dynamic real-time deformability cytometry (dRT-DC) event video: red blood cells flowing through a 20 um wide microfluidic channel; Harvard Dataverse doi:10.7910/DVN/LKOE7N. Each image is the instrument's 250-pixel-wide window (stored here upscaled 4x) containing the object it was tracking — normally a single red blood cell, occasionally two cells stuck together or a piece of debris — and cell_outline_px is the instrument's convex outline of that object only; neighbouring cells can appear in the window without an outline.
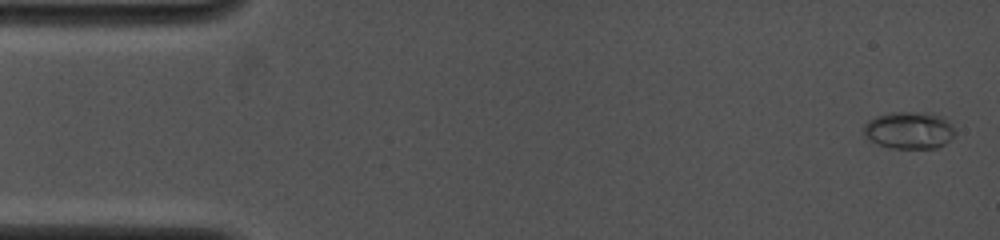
{"species": "common noctule bat (a hibernating species)", "species_latin": "Nyctalus noctula", "temperature_condition": "cold", "stored_images_in_passage": 43, "camera_frame_rate_fps": 4000, "um_per_image_px": 0.085, "animal": {"sex": "female", "body_mass_g": 19.0, "forearm_length_mm": 53.3}, "frame": {"image": 1, "passage_image": 2, "time_ms": 0.25, "image_size_px": [1000, 240], "cell_outline_px": [[956, 136], [944, 144], [936, 148], [892, 148], [880, 144], [872, 140], [864, 132], [864, 124], [868, 120], [876, 116], [892, 112], [928, 112], [940, 116], [948, 120], [952, 124], [956, 132]], "centroid_in_image_um": [77.34, 11.06], "position_along_channel_um": 7.7, "area_um2": 19.77}}
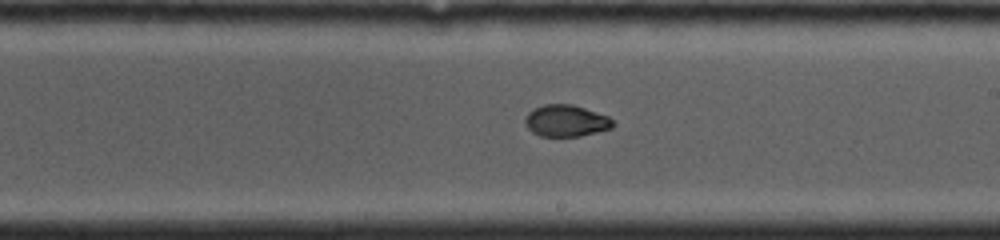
{"frame": {"image": 2, "passage_image": 29, "time_ms": 9.0, "image_size_px": [1000, 240], "cell_outline_px": [[616, 124], [612, 128], [580, 136], [540, 136], [532, 132], [524, 124], [524, 120], [528, 112], [544, 104], [572, 104], [608, 116]], "centroid_in_image_um": [48.11, 10.27], "position_along_channel_um": 240.9, "area_um2": 16.18}}
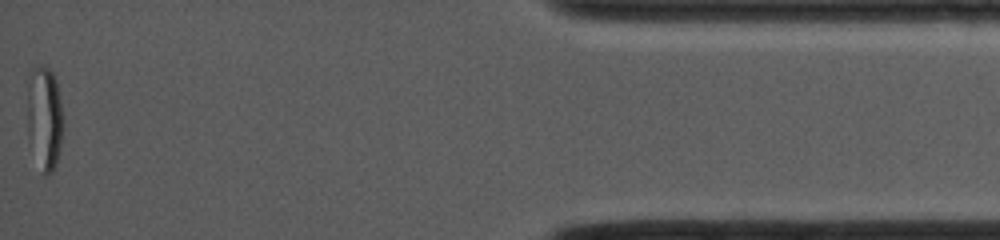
{"frame": {"image": 3, "passage_image": 43, "time_ms": 15.25, "image_size_px": [1000, 240], "cell_outline_px": [[64, 128], [60, 148], [56, 164], [52, 172], [48, 176], [44, 176], [28, 136], [28, 72], [32, 68], [48, 68], [52, 72], [56, 80], [64, 116]], "centroid_in_image_um": [3.81, 10.02], "position_along_channel_um": 431.4, "area_um2": 21.73}}